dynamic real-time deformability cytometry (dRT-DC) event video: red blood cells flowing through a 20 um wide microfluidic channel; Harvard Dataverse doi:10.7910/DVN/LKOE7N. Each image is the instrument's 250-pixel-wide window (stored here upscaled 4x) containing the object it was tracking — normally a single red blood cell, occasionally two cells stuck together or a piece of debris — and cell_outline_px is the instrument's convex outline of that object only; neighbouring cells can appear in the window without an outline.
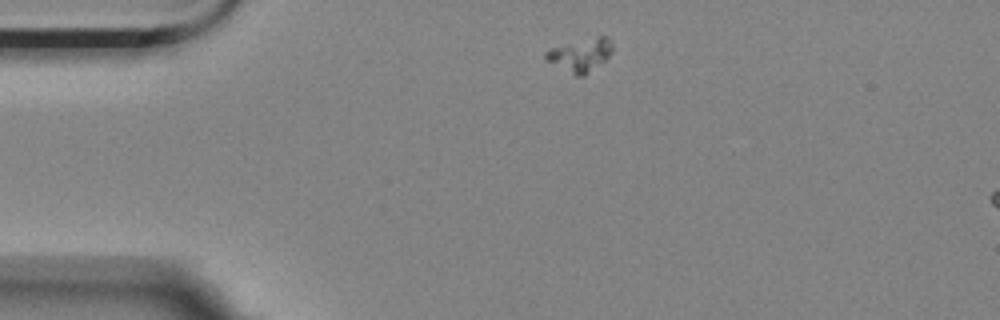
{"species": "Egyptian fruit bat (a non-hibernating species)", "species_latin": "Rousettus aegyptiacus", "temperature_condition": "room temperature", "stored_images_in_passage": 3, "camera_frame_rate_fps": 3000, "um_per_image_px": 0.085, "animal": {"sex": "female"}, "frame": {"image": 1, "passage_image": 1, "time_ms": 0.0, "image_size_px": [1000, 320], "cell_outline_px": [[612, 52], [604, 60], [584, 76], [576, 76], [544, 60], [544, 52], [548, 48], [600, 36], [604, 36], [612, 44]], "centroid_in_image_um": [49.27, 4.69], "position_along_channel_um": 35.7, "area_um2": 12.6}}
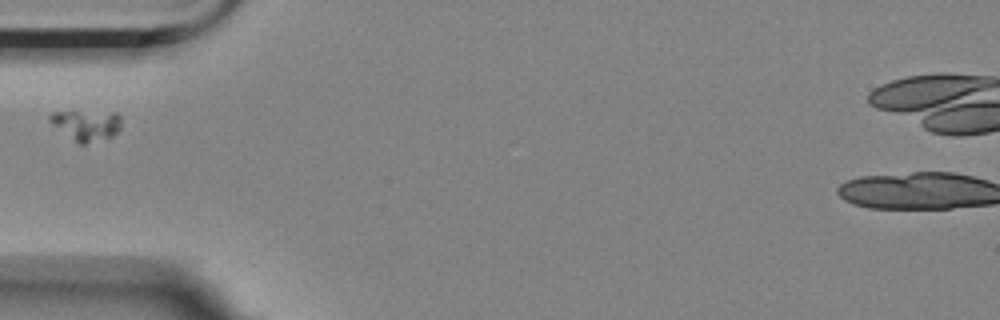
{"frame": {"image": 2, "passage_image": 3, "time_ms": 0.667, "image_size_px": [1000, 320], "cell_outline_px": [[120, 128], [112, 136], [84, 144], [80, 144], [52, 124], [48, 120], [48, 116], [52, 112], [116, 112], [120, 116]], "centroid_in_image_um": [7.35, 10.62], "position_along_channel_um": 77.7, "area_um2": 12.37}}